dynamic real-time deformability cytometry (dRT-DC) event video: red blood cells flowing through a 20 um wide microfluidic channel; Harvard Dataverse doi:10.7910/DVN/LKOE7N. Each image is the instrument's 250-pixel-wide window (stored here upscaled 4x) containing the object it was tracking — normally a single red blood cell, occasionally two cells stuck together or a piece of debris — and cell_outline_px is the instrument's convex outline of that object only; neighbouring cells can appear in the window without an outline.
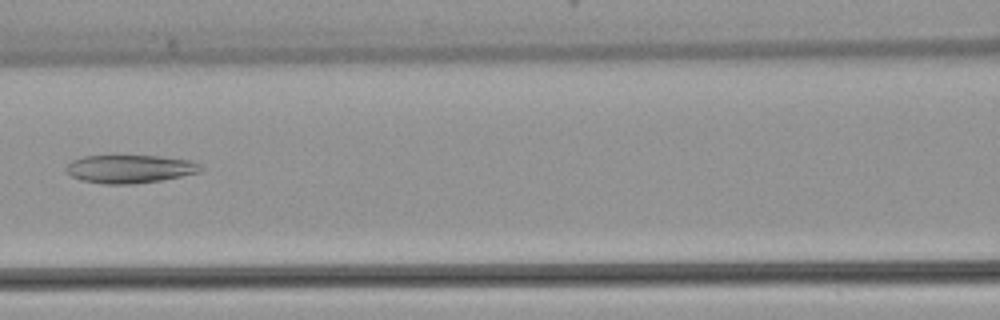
{"species": "common noctule bat (a hibernating species)", "species_latin": "Nyctalus noctula", "temperature_condition": "warm", "stored_images_in_passage": 4, "camera_frame_rate_fps": 3000, "um_per_image_px": 0.085, "animal": {"sex": "female", "body_mass_g": 22.7, "forearm_length_mm": 54.2}, "frame": {"image": 1, "passage_image": 4, "time_ms": 3.667, "image_size_px": [1000, 320], "cell_outline_px": [[204, 168], [200, 172], [160, 180], [132, 184], [104, 184], [80, 180], [64, 172], [64, 168], [72, 160], [84, 156], [160, 156], [192, 160], [200, 164]], "centroid_in_image_um": [11.02, 14.36], "position_along_channel_um": 155.6, "area_um2": 22.2}}